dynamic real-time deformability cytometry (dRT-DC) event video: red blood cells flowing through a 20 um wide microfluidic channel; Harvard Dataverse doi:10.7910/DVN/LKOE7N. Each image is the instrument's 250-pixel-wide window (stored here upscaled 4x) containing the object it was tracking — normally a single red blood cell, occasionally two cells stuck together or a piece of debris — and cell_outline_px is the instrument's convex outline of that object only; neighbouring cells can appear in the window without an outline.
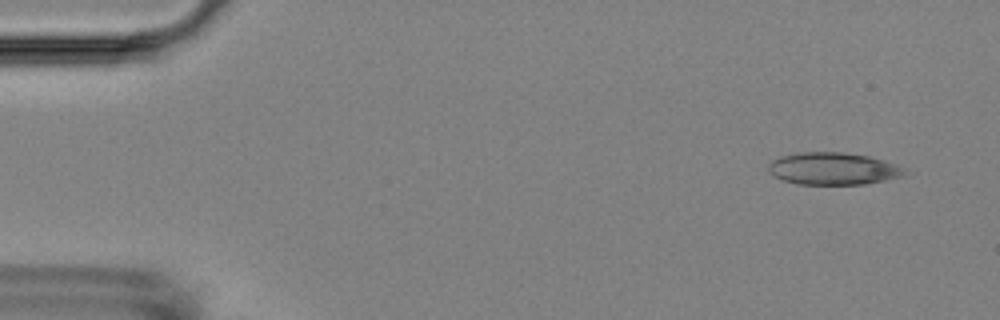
{"species": "Egyptian fruit bat (a non-hibernating species)", "species_latin": "Rousettus aegyptiacus", "temperature_condition": "room temperature", "stored_images_in_passage": 4, "camera_frame_rate_fps": 3000, "um_per_image_px": 0.085, "animal": {"sex": "female"}, "frame": {"image": 1, "passage_image": 1, "time_ms": 0.0, "image_size_px": [1000, 320], "cell_outline_px": [[904, 176], [864, 184], [796, 184], [772, 176], [768, 172], [768, 164], [772, 160], [780, 156], [800, 152], [840, 152], [868, 156], [884, 160], [896, 164], [900, 168]], "centroid_in_image_um": [70.73, 14.33], "position_along_channel_um": 14.3, "area_um2": 25.43}}
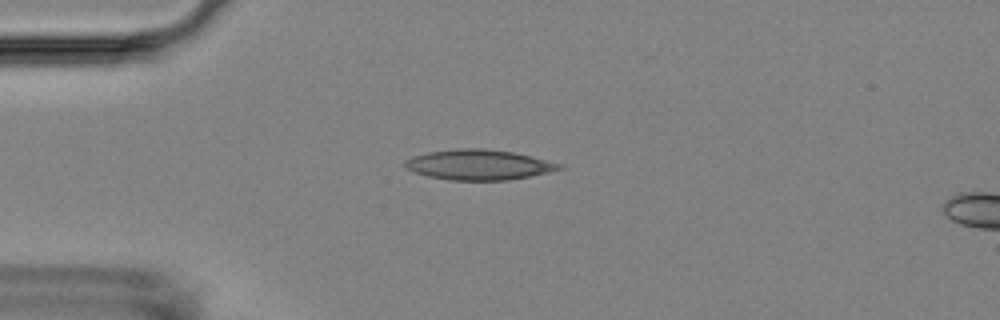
{"frame": {"image": 2, "passage_image": 3, "time_ms": 3.333, "image_size_px": [1000, 320], "cell_outline_px": [[564, 168], [548, 172], [508, 180], [448, 180], [428, 176], [412, 172], [404, 164], [404, 160], [428, 152], [456, 148], [484, 148], [512, 152], [532, 156], [560, 164]], "centroid_in_image_um": [40.67, 14.0], "position_along_channel_um": 44.3, "area_um2": 26.99}}